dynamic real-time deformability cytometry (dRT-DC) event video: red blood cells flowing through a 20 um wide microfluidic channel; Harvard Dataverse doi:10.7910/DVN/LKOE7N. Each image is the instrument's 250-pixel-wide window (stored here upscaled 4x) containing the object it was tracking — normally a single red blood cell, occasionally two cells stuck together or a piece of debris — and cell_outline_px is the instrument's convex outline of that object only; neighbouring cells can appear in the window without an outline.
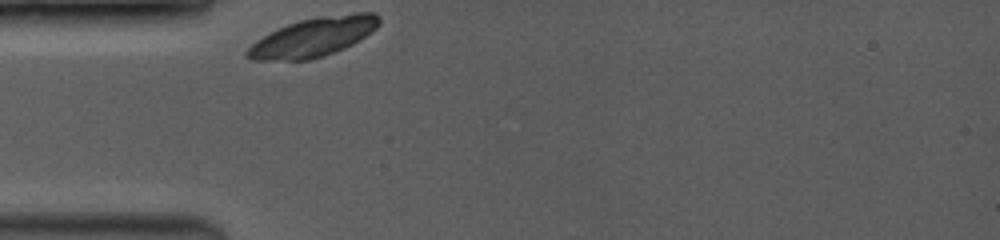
{"species": "common noctule bat (a hibernating species)", "species_latin": "Nyctalus noctula", "temperature_condition": "room temperature", "stored_images_in_passage": 10, "camera_frame_rate_fps": 3500, "um_per_image_px": 0.085, "animal": {"sex": "female", "body_mass_g": 19.0, "forearm_length_mm": 53.3}, "frame": {"image": 1, "passage_image": 1, "time_ms": 0.0, "image_size_px": [1000, 240], "cell_outline_px": [[380, 24], [372, 32], [360, 40], [344, 48], [324, 56], [308, 60], [252, 60], [244, 56], [244, 52], [256, 40], [288, 24], [300, 20], [320, 16], [356, 12], [376, 12], [380, 16]], "centroid_in_image_um": [26.68, 3.15], "position_along_channel_um": 58.3, "area_um2": 30.0}}